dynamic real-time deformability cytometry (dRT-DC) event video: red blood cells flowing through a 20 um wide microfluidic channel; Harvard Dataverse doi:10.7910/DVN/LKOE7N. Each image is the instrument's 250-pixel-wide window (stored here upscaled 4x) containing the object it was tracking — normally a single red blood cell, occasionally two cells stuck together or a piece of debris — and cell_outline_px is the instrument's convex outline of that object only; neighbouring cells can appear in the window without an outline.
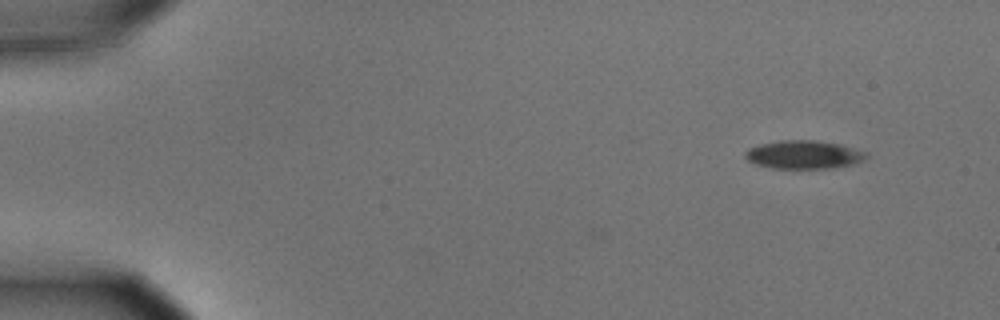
{"species": "common noctule bat (a hibernating species)", "species_latin": "Nyctalus noctula", "temperature_condition": "cold", "stored_images_in_passage": 3, "camera_frame_rate_fps": 3000, "um_per_image_px": 0.085, "animal": {"sex": "male", "body_mass_g": 15.6}, "frame": {"image": 1, "passage_image": 3, "time_ms": 0.667, "image_size_px": [1000, 320], "cell_outline_px": [[868, 156], [864, 160], [852, 164], [828, 168], [772, 168], [756, 164], [748, 160], [744, 156], [744, 152], [748, 148], [760, 144], [780, 140], [812, 140], [840, 144], [868, 152]], "centroid_in_image_um": [68.31, 13.14], "position_along_channel_um": 16.7, "area_um2": 19.94}}